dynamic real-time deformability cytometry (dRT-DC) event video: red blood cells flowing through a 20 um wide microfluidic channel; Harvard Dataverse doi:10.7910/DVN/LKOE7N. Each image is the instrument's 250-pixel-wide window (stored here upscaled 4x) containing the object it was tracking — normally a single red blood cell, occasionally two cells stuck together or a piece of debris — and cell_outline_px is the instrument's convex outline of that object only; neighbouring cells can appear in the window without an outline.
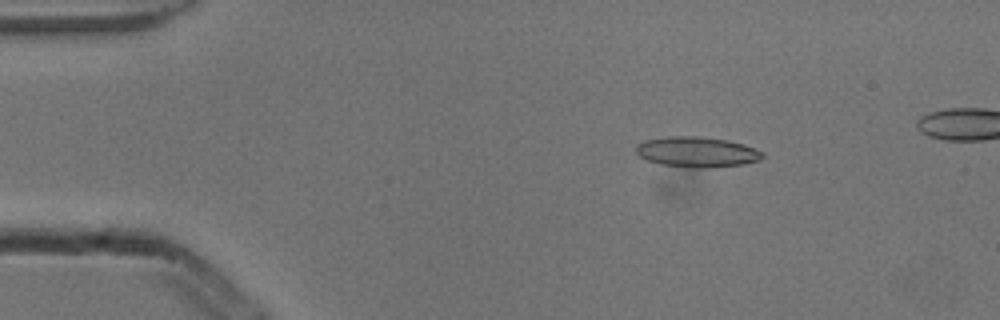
{"species": "common noctule bat (a hibernating species)", "species_latin": "Nyctalus noctula", "temperature_condition": "cold", "stored_images_in_passage": 6, "camera_frame_rate_fps": 3000, "um_per_image_px": 0.085, "animal": {"sex": "male", "body_mass_g": 13.3}, "frame": {"image": 1, "passage_image": 3, "time_ms": 0.667, "image_size_px": [1000, 320], "cell_outline_px": [[764, 156], [760, 160], [744, 164], [704, 168], [692, 168], [660, 164], [648, 160], [640, 156], [636, 152], [636, 144], [644, 140], [668, 136], [700, 136], [728, 140], [744, 144], [764, 152]], "centroid_in_image_um": [59.24, 12.91], "position_along_channel_um": 25.8, "area_um2": 22.54}}